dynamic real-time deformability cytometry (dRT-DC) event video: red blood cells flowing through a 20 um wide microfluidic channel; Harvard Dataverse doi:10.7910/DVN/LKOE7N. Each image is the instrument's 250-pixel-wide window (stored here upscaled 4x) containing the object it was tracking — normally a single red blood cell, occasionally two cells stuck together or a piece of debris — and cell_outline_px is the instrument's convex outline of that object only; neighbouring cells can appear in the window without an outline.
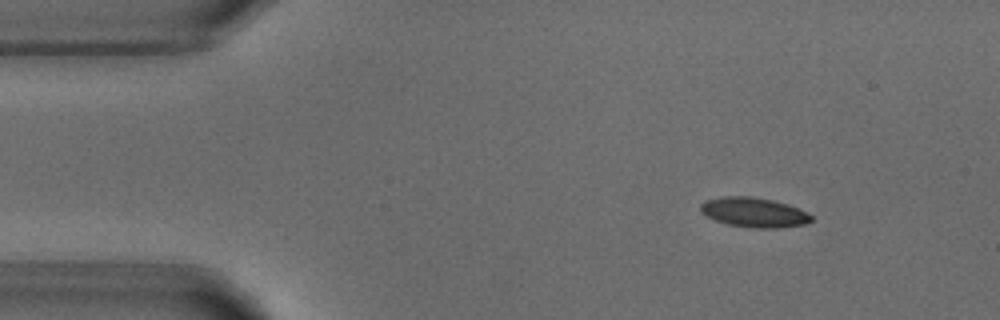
{"species": "common noctule bat (a hibernating species)", "species_latin": "Nyctalus noctula", "temperature_condition": "warm", "stored_images_in_passage": 3, "camera_frame_rate_fps": 3000, "um_per_image_px": 0.085, "animal": {"sex": "male", "body_mass_g": 18.8}, "frame": {"image": 1, "passage_image": 1, "time_ms": 0.0, "image_size_px": [1000, 320], "cell_outline_px": [[812, 220], [804, 224], [776, 228], [752, 228], [728, 224], [716, 220], [700, 212], [700, 204], [704, 200], [724, 196], [752, 196], [772, 200], [788, 204], [808, 212], [812, 216]], "centroid_in_image_um": [64.08, 18.04], "position_along_channel_um": 20.9, "area_um2": 19.19}}